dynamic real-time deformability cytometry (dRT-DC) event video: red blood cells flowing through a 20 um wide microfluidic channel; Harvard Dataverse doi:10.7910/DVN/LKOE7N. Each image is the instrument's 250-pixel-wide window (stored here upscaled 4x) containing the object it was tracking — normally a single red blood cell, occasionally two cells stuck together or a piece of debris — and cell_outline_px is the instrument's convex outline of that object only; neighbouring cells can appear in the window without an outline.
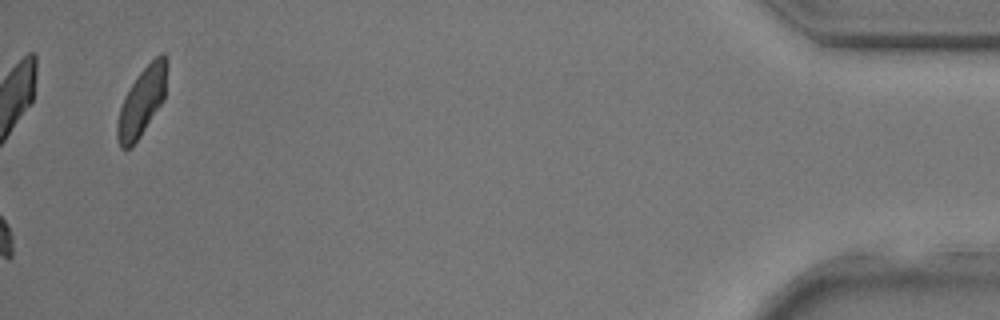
{"species": "common noctule bat (a hibernating species)", "species_latin": "Nyctalus noctula", "temperature_condition": "room temperature", "stored_images_in_passage": 36, "camera_frame_rate_fps": 3000, "um_per_image_px": 0.085, "animal": {"sex": "male", "body_mass_g": 17.9, "forearm_length_mm": 54.2}, "frame": {"image": 1, "passage_image": 36, "time_ms": 11.667, "image_size_px": [1000, 320], "cell_outline_px": [[168, 68], [164, 100], [132, 148], [120, 148], [116, 136], [116, 124], [120, 108], [124, 96], [140, 72], [160, 52], [164, 52], [168, 56]], "centroid_in_image_um": [12.08, 8.61], "position_along_channel_um": 423.1, "area_um2": 20.0}}